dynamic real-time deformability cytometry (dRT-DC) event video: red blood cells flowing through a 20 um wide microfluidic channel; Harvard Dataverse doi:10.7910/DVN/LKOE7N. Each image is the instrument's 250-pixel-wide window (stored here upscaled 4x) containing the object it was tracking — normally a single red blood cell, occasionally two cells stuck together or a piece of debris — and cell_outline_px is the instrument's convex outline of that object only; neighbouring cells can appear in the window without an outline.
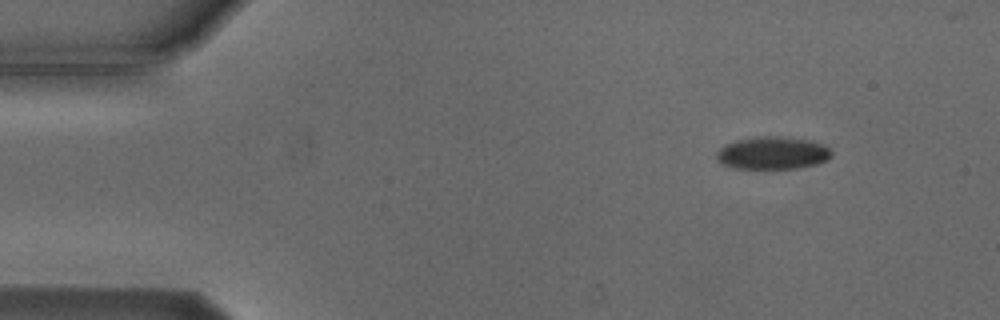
{"species": "Egyptian fruit bat (a non-hibernating species)", "species_latin": "Rousettus aegyptiacus", "temperature_condition": "cold", "stored_images_in_passage": 10, "camera_frame_rate_fps": 3000, "um_per_image_px": 0.085, "animal": {"sex": "male"}, "frame": {"image": 1, "passage_image": 1, "time_ms": 0.0, "image_size_px": [1000, 320], "cell_outline_px": [[832, 156], [828, 160], [820, 164], [796, 168], [732, 168], [720, 164], [716, 160], [716, 152], [724, 144], [736, 140], [764, 136], [784, 136], [812, 140], [824, 144], [832, 152]], "centroid_in_image_um": [65.68, 13.0], "position_along_channel_um": 19.3, "area_um2": 22.25}}
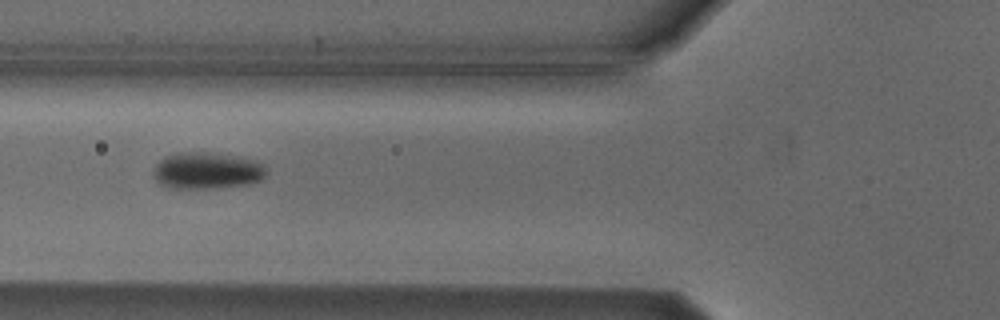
{"frame": {"image": 2, "passage_image": 5, "time_ms": 4.667, "image_size_px": [1000, 320], "cell_outline_px": [[264, 176], [260, 180], [248, 184], [216, 188], [168, 188], [160, 184], [152, 176], [152, 168], [164, 156], [180, 152], [208, 152], [252, 160], [260, 164], [264, 168]], "centroid_in_image_um": [17.48, 14.52], "position_along_channel_um": 108.3, "area_um2": 23.93}}
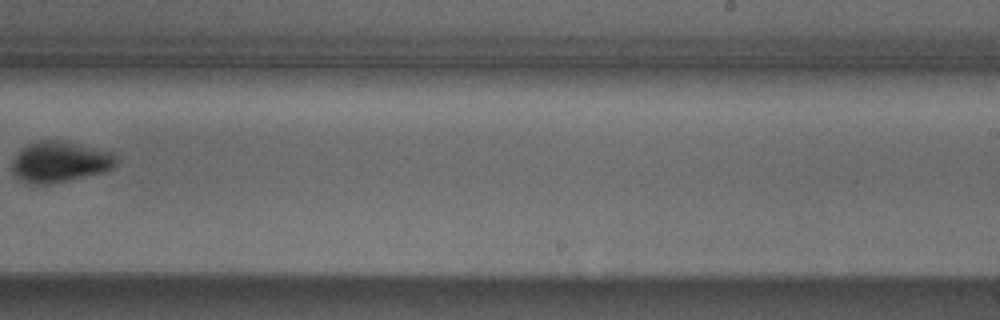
{"frame": {"image": 3, "passage_image": 9, "time_ms": 9.333, "image_size_px": [1000, 320], "cell_outline_px": [[116, 164], [112, 168], [104, 172], [48, 184], [36, 184], [24, 180], [16, 176], [12, 172], [12, 160], [20, 148], [28, 144], [40, 140], [56, 140], [112, 152], [116, 160]], "centroid_in_image_um": [5.04, 13.75], "position_along_channel_um": 284.0, "area_um2": 24.28}}